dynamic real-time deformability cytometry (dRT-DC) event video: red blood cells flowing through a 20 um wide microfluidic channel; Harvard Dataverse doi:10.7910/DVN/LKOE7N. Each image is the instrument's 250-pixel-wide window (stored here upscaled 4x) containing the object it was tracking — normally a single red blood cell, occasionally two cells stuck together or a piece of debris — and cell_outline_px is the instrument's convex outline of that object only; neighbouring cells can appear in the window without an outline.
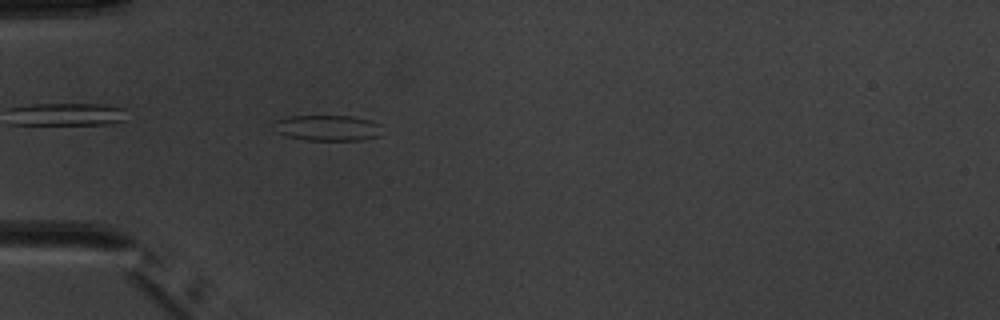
{"species": "common noctule bat (a hibernating species)", "species_latin": "Nyctalus noctula", "temperature_condition": "warm", "stored_images_in_passage": 4, "camera_frame_rate_fps": 3000, "um_per_image_px": 0.085, "animal": {"sex": "male", "body_mass_g": 20.1, "forearm_length_mm": 53.5}, "frame": {"image": 1, "passage_image": 4, "time_ms": 3.667, "image_size_px": [1000, 320], "cell_outline_px": [[380, 136], [360, 140], [308, 140], [288, 136], [276, 132], [272, 120], [288, 116], [352, 116], [368, 120], [380, 124]], "centroid_in_image_um": [27.8, 10.86], "position_along_channel_um": 57.2, "area_um2": 16.24}}